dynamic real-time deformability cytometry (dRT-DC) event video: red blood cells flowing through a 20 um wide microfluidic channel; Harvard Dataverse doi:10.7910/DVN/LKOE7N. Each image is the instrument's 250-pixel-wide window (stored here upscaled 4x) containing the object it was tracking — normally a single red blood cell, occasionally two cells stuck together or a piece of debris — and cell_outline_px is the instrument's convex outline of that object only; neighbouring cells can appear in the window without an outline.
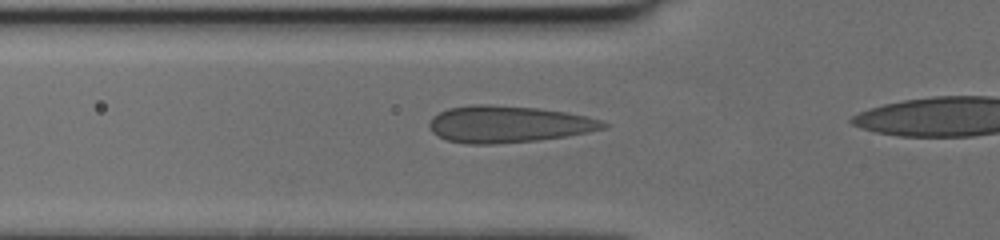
{"species": "human", "species_latin": "Homo sapiens", "temperature_condition": "cold", "stored_images_in_passage": 18, "camera_frame_rate_fps": 3000, "um_per_image_px": 0.085, "donor": {"sex": "female"}, "frame": {"image": 1, "passage_image": 10, "time_ms": 3.0, "image_size_px": [1000, 240], "cell_outline_px": [[608, 128], [588, 132], [540, 140], [492, 144], [464, 144], [448, 140], [432, 132], [428, 124], [432, 116], [448, 108], [472, 104], [492, 104], [536, 108], [564, 112], [584, 116], [600, 120], [608, 124]], "centroid_in_image_um": [43.17, 10.55], "position_along_channel_um": 82.6, "area_um2": 37.22}}
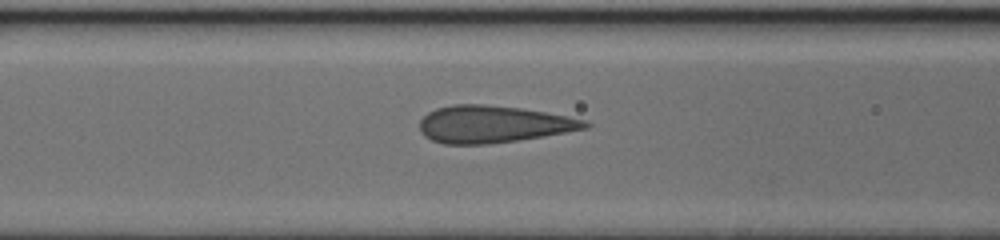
{"frame": {"image": 2, "passage_image": 13, "time_ms": 4.0, "image_size_px": [1000, 240], "cell_outline_px": [[592, 124], [588, 128], [516, 140], [488, 144], [444, 144], [432, 140], [424, 136], [420, 132], [420, 120], [428, 112], [436, 108], [452, 104], [484, 104], [520, 108], [544, 112], [588, 120]], "centroid_in_image_um": [41.89, 10.55], "position_along_channel_um": 124.7, "area_um2": 35.6}}
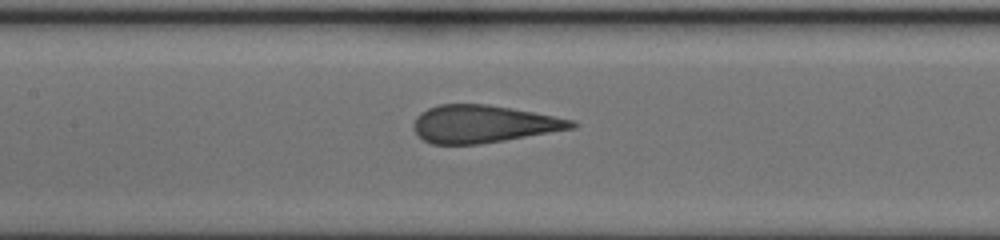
{"frame": {"image": 3, "passage_image": 16, "time_ms": 5.0, "image_size_px": [1000, 240], "cell_outline_px": [[576, 128], [480, 144], [432, 144], [424, 140], [416, 132], [412, 124], [416, 116], [420, 112], [428, 108], [440, 104], [488, 104], [512, 108], [576, 120]], "centroid_in_image_um": [41.08, 10.53], "position_along_channel_um": 166.3, "area_um2": 34.56}}